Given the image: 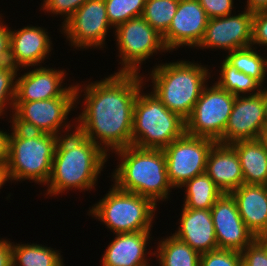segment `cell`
I'll return each instance as SVG.
<instances>
[{
	"label": "cell",
	"mask_w": 267,
	"mask_h": 266,
	"mask_svg": "<svg viewBox=\"0 0 267 266\" xmlns=\"http://www.w3.org/2000/svg\"><path fill=\"white\" fill-rule=\"evenodd\" d=\"M265 128V88L258 94L236 96L221 144L259 139Z\"/></svg>",
	"instance_id": "14"
},
{
	"label": "cell",
	"mask_w": 267,
	"mask_h": 266,
	"mask_svg": "<svg viewBox=\"0 0 267 266\" xmlns=\"http://www.w3.org/2000/svg\"><path fill=\"white\" fill-rule=\"evenodd\" d=\"M16 76L15 102H31L47 100L56 97H76L75 85L64 83L66 70L48 68L43 66L34 67L27 73ZM20 76V77H18ZM66 84V87L64 86Z\"/></svg>",
	"instance_id": "15"
},
{
	"label": "cell",
	"mask_w": 267,
	"mask_h": 266,
	"mask_svg": "<svg viewBox=\"0 0 267 266\" xmlns=\"http://www.w3.org/2000/svg\"><path fill=\"white\" fill-rule=\"evenodd\" d=\"M144 81L143 72L142 75L114 72L100 81L84 85L76 82V106L81 101L84 104L74 119L76 130L109 156L132 145L134 105L139 89L147 84Z\"/></svg>",
	"instance_id": "1"
},
{
	"label": "cell",
	"mask_w": 267,
	"mask_h": 266,
	"mask_svg": "<svg viewBox=\"0 0 267 266\" xmlns=\"http://www.w3.org/2000/svg\"><path fill=\"white\" fill-rule=\"evenodd\" d=\"M137 94L132 124V145L139 148L163 149L186 132V121L171 112L150 91Z\"/></svg>",
	"instance_id": "6"
},
{
	"label": "cell",
	"mask_w": 267,
	"mask_h": 266,
	"mask_svg": "<svg viewBox=\"0 0 267 266\" xmlns=\"http://www.w3.org/2000/svg\"><path fill=\"white\" fill-rule=\"evenodd\" d=\"M159 261V266H199L200 254L172 233L157 242L154 252H148Z\"/></svg>",
	"instance_id": "24"
},
{
	"label": "cell",
	"mask_w": 267,
	"mask_h": 266,
	"mask_svg": "<svg viewBox=\"0 0 267 266\" xmlns=\"http://www.w3.org/2000/svg\"><path fill=\"white\" fill-rule=\"evenodd\" d=\"M113 33L121 59L117 73L140 74L141 65L153 54L169 52L162 36L142 16L118 25Z\"/></svg>",
	"instance_id": "9"
},
{
	"label": "cell",
	"mask_w": 267,
	"mask_h": 266,
	"mask_svg": "<svg viewBox=\"0 0 267 266\" xmlns=\"http://www.w3.org/2000/svg\"><path fill=\"white\" fill-rule=\"evenodd\" d=\"M241 255L243 266H267V238H256Z\"/></svg>",
	"instance_id": "33"
},
{
	"label": "cell",
	"mask_w": 267,
	"mask_h": 266,
	"mask_svg": "<svg viewBox=\"0 0 267 266\" xmlns=\"http://www.w3.org/2000/svg\"><path fill=\"white\" fill-rule=\"evenodd\" d=\"M215 143L213 139L185 132L162 149L166 157L168 179L173 188H180L186 181L205 173L207 158Z\"/></svg>",
	"instance_id": "11"
},
{
	"label": "cell",
	"mask_w": 267,
	"mask_h": 266,
	"mask_svg": "<svg viewBox=\"0 0 267 266\" xmlns=\"http://www.w3.org/2000/svg\"><path fill=\"white\" fill-rule=\"evenodd\" d=\"M219 249L241 252L256 237L243 222L231 194L223 193L211 208Z\"/></svg>",
	"instance_id": "17"
},
{
	"label": "cell",
	"mask_w": 267,
	"mask_h": 266,
	"mask_svg": "<svg viewBox=\"0 0 267 266\" xmlns=\"http://www.w3.org/2000/svg\"><path fill=\"white\" fill-rule=\"evenodd\" d=\"M74 108H77L76 97L15 102L9 122L14 127L26 131L42 132L60 137L75 131L73 128L76 129V125L70 124L71 121L68 122V115L75 110Z\"/></svg>",
	"instance_id": "8"
},
{
	"label": "cell",
	"mask_w": 267,
	"mask_h": 266,
	"mask_svg": "<svg viewBox=\"0 0 267 266\" xmlns=\"http://www.w3.org/2000/svg\"><path fill=\"white\" fill-rule=\"evenodd\" d=\"M199 266H242L241 252L215 249L200 255Z\"/></svg>",
	"instance_id": "32"
},
{
	"label": "cell",
	"mask_w": 267,
	"mask_h": 266,
	"mask_svg": "<svg viewBox=\"0 0 267 266\" xmlns=\"http://www.w3.org/2000/svg\"><path fill=\"white\" fill-rule=\"evenodd\" d=\"M46 30L33 25L16 30L10 27V63L14 68L20 71L21 68L44 64L53 50L51 37Z\"/></svg>",
	"instance_id": "18"
},
{
	"label": "cell",
	"mask_w": 267,
	"mask_h": 266,
	"mask_svg": "<svg viewBox=\"0 0 267 266\" xmlns=\"http://www.w3.org/2000/svg\"><path fill=\"white\" fill-rule=\"evenodd\" d=\"M208 68L189 60L160 63L153 67L149 77L144 76V82L151 80L152 92L168 110L186 121L211 78Z\"/></svg>",
	"instance_id": "4"
},
{
	"label": "cell",
	"mask_w": 267,
	"mask_h": 266,
	"mask_svg": "<svg viewBox=\"0 0 267 266\" xmlns=\"http://www.w3.org/2000/svg\"><path fill=\"white\" fill-rule=\"evenodd\" d=\"M61 253L37 243L12 242V266H64Z\"/></svg>",
	"instance_id": "26"
},
{
	"label": "cell",
	"mask_w": 267,
	"mask_h": 266,
	"mask_svg": "<svg viewBox=\"0 0 267 266\" xmlns=\"http://www.w3.org/2000/svg\"><path fill=\"white\" fill-rule=\"evenodd\" d=\"M266 46L267 50V10L256 12L252 20V41L253 47Z\"/></svg>",
	"instance_id": "35"
},
{
	"label": "cell",
	"mask_w": 267,
	"mask_h": 266,
	"mask_svg": "<svg viewBox=\"0 0 267 266\" xmlns=\"http://www.w3.org/2000/svg\"><path fill=\"white\" fill-rule=\"evenodd\" d=\"M181 209L178 230L173 235L200 255L218 249L211 209Z\"/></svg>",
	"instance_id": "19"
},
{
	"label": "cell",
	"mask_w": 267,
	"mask_h": 266,
	"mask_svg": "<svg viewBox=\"0 0 267 266\" xmlns=\"http://www.w3.org/2000/svg\"><path fill=\"white\" fill-rule=\"evenodd\" d=\"M259 140L262 142L264 148L267 150V128H264L259 136Z\"/></svg>",
	"instance_id": "41"
},
{
	"label": "cell",
	"mask_w": 267,
	"mask_h": 266,
	"mask_svg": "<svg viewBox=\"0 0 267 266\" xmlns=\"http://www.w3.org/2000/svg\"><path fill=\"white\" fill-rule=\"evenodd\" d=\"M265 128H267V87L265 88Z\"/></svg>",
	"instance_id": "43"
},
{
	"label": "cell",
	"mask_w": 267,
	"mask_h": 266,
	"mask_svg": "<svg viewBox=\"0 0 267 266\" xmlns=\"http://www.w3.org/2000/svg\"><path fill=\"white\" fill-rule=\"evenodd\" d=\"M71 47L75 49H103L106 35L114 28L109 23L105 0H87L61 25ZM80 48V49H79Z\"/></svg>",
	"instance_id": "12"
},
{
	"label": "cell",
	"mask_w": 267,
	"mask_h": 266,
	"mask_svg": "<svg viewBox=\"0 0 267 266\" xmlns=\"http://www.w3.org/2000/svg\"><path fill=\"white\" fill-rule=\"evenodd\" d=\"M228 54V55H227ZM225 60L238 71L255 79L263 88L267 79V56L259 53L257 47L249 46L228 52Z\"/></svg>",
	"instance_id": "27"
},
{
	"label": "cell",
	"mask_w": 267,
	"mask_h": 266,
	"mask_svg": "<svg viewBox=\"0 0 267 266\" xmlns=\"http://www.w3.org/2000/svg\"><path fill=\"white\" fill-rule=\"evenodd\" d=\"M6 184L5 174L2 169H0V189Z\"/></svg>",
	"instance_id": "42"
},
{
	"label": "cell",
	"mask_w": 267,
	"mask_h": 266,
	"mask_svg": "<svg viewBox=\"0 0 267 266\" xmlns=\"http://www.w3.org/2000/svg\"><path fill=\"white\" fill-rule=\"evenodd\" d=\"M235 95L220 88L216 83L207 84L186 120V133L206 137L219 142L224 134Z\"/></svg>",
	"instance_id": "10"
},
{
	"label": "cell",
	"mask_w": 267,
	"mask_h": 266,
	"mask_svg": "<svg viewBox=\"0 0 267 266\" xmlns=\"http://www.w3.org/2000/svg\"><path fill=\"white\" fill-rule=\"evenodd\" d=\"M181 188L185 190L182 204L185 208L211 209L223 194L206 172L186 181Z\"/></svg>",
	"instance_id": "25"
},
{
	"label": "cell",
	"mask_w": 267,
	"mask_h": 266,
	"mask_svg": "<svg viewBox=\"0 0 267 266\" xmlns=\"http://www.w3.org/2000/svg\"><path fill=\"white\" fill-rule=\"evenodd\" d=\"M0 14V65L10 63V27H8Z\"/></svg>",
	"instance_id": "37"
},
{
	"label": "cell",
	"mask_w": 267,
	"mask_h": 266,
	"mask_svg": "<svg viewBox=\"0 0 267 266\" xmlns=\"http://www.w3.org/2000/svg\"><path fill=\"white\" fill-rule=\"evenodd\" d=\"M87 0H43L39 9L49 15H61L62 25L74 14V12Z\"/></svg>",
	"instance_id": "34"
},
{
	"label": "cell",
	"mask_w": 267,
	"mask_h": 266,
	"mask_svg": "<svg viewBox=\"0 0 267 266\" xmlns=\"http://www.w3.org/2000/svg\"><path fill=\"white\" fill-rule=\"evenodd\" d=\"M247 228L256 238H267V188L242 184L230 193Z\"/></svg>",
	"instance_id": "22"
},
{
	"label": "cell",
	"mask_w": 267,
	"mask_h": 266,
	"mask_svg": "<svg viewBox=\"0 0 267 266\" xmlns=\"http://www.w3.org/2000/svg\"><path fill=\"white\" fill-rule=\"evenodd\" d=\"M233 14L209 18L203 39L196 49H222L228 53L251 46L254 13L245 9Z\"/></svg>",
	"instance_id": "13"
},
{
	"label": "cell",
	"mask_w": 267,
	"mask_h": 266,
	"mask_svg": "<svg viewBox=\"0 0 267 266\" xmlns=\"http://www.w3.org/2000/svg\"><path fill=\"white\" fill-rule=\"evenodd\" d=\"M218 81L215 83L222 89L232 93L235 96L258 94L264 88L252 77L238 71L230 65L225 59L219 68Z\"/></svg>",
	"instance_id": "28"
},
{
	"label": "cell",
	"mask_w": 267,
	"mask_h": 266,
	"mask_svg": "<svg viewBox=\"0 0 267 266\" xmlns=\"http://www.w3.org/2000/svg\"><path fill=\"white\" fill-rule=\"evenodd\" d=\"M17 73L18 70L11 63L0 65V117L4 116L9 109L13 114Z\"/></svg>",
	"instance_id": "31"
},
{
	"label": "cell",
	"mask_w": 267,
	"mask_h": 266,
	"mask_svg": "<svg viewBox=\"0 0 267 266\" xmlns=\"http://www.w3.org/2000/svg\"><path fill=\"white\" fill-rule=\"evenodd\" d=\"M89 208L88 216L98 219L113 234L151 231L158 206L149 198L125 192L114 184Z\"/></svg>",
	"instance_id": "7"
},
{
	"label": "cell",
	"mask_w": 267,
	"mask_h": 266,
	"mask_svg": "<svg viewBox=\"0 0 267 266\" xmlns=\"http://www.w3.org/2000/svg\"><path fill=\"white\" fill-rule=\"evenodd\" d=\"M10 133L0 129V169L4 170L8 162Z\"/></svg>",
	"instance_id": "39"
},
{
	"label": "cell",
	"mask_w": 267,
	"mask_h": 266,
	"mask_svg": "<svg viewBox=\"0 0 267 266\" xmlns=\"http://www.w3.org/2000/svg\"><path fill=\"white\" fill-rule=\"evenodd\" d=\"M208 19L199 0H179L176 14L162 36L169 53L180 46L196 48L203 39Z\"/></svg>",
	"instance_id": "16"
},
{
	"label": "cell",
	"mask_w": 267,
	"mask_h": 266,
	"mask_svg": "<svg viewBox=\"0 0 267 266\" xmlns=\"http://www.w3.org/2000/svg\"><path fill=\"white\" fill-rule=\"evenodd\" d=\"M205 172L222 193L230 194L244 184L239 157L230 144L216 142L213 145Z\"/></svg>",
	"instance_id": "21"
},
{
	"label": "cell",
	"mask_w": 267,
	"mask_h": 266,
	"mask_svg": "<svg viewBox=\"0 0 267 266\" xmlns=\"http://www.w3.org/2000/svg\"><path fill=\"white\" fill-rule=\"evenodd\" d=\"M179 0H147L142 17L163 36L176 14Z\"/></svg>",
	"instance_id": "29"
},
{
	"label": "cell",
	"mask_w": 267,
	"mask_h": 266,
	"mask_svg": "<svg viewBox=\"0 0 267 266\" xmlns=\"http://www.w3.org/2000/svg\"><path fill=\"white\" fill-rule=\"evenodd\" d=\"M108 157L98 145L76 129L61 135L45 194L52 197L73 189L80 192L91 191L93 188L96 190L99 174L106 167Z\"/></svg>",
	"instance_id": "2"
},
{
	"label": "cell",
	"mask_w": 267,
	"mask_h": 266,
	"mask_svg": "<svg viewBox=\"0 0 267 266\" xmlns=\"http://www.w3.org/2000/svg\"><path fill=\"white\" fill-rule=\"evenodd\" d=\"M10 126L8 162L3 170L6 182L32 180L45 187L59 136Z\"/></svg>",
	"instance_id": "5"
},
{
	"label": "cell",
	"mask_w": 267,
	"mask_h": 266,
	"mask_svg": "<svg viewBox=\"0 0 267 266\" xmlns=\"http://www.w3.org/2000/svg\"><path fill=\"white\" fill-rule=\"evenodd\" d=\"M114 153L120 162L111 173V181L118 189L147 197L156 205L169 200L173 186L168 179L162 149L130 145Z\"/></svg>",
	"instance_id": "3"
},
{
	"label": "cell",
	"mask_w": 267,
	"mask_h": 266,
	"mask_svg": "<svg viewBox=\"0 0 267 266\" xmlns=\"http://www.w3.org/2000/svg\"><path fill=\"white\" fill-rule=\"evenodd\" d=\"M245 3L244 9L252 13L267 10V0H247Z\"/></svg>",
	"instance_id": "40"
},
{
	"label": "cell",
	"mask_w": 267,
	"mask_h": 266,
	"mask_svg": "<svg viewBox=\"0 0 267 266\" xmlns=\"http://www.w3.org/2000/svg\"><path fill=\"white\" fill-rule=\"evenodd\" d=\"M0 266H12V242L0 238Z\"/></svg>",
	"instance_id": "38"
},
{
	"label": "cell",
	"mask_w": 267,
	"mask_h": 266,
	"mask_svg": "<svg viewBox=\"0 0 267 266\" xmlns=\"http://www.w3.org/2000/svg\"><path fill=\"white\" fill-rule=\"evenodd\" d=\"M236 151L246 185H267V150L259 139L230 144Z\"/></svg>",
	"instance_id": "23"
},
{
	"label": "cell",
	"mask_w": 267,
	"mask_h": 266,
	"mask_svg": "<svg viewBox=\"0 0 267 266\" xmlns=\"http://www.w3.org/2000/svg\"><path fill=\"white\" fill-rule=\"evenodd\" d=\"M208 18H219L232 14L234 0H199Z\"/></svg>",
	"instance_id": "36"
},
{
	"label": "cell",
	"mask_w": 267,
	"mask_h": 266,
	"mask_svg": "<svg viewBox=\"0 0 267 266\" xmlns=\"http://www.w3.org/2000/svg\"><path fill=\"white\" fill-rule=\"evenodd\" d=\"M151 234V231L115 234L100 259L101 266H150L146 248L153 239Z\"/></svg>",
	"instance_id": "20"
},
{
	"label": "cell",
	"mask_w": 267,
	"mask_h": 266,
	"mask_svg": "<svg viewBox=\"0 0 267 266\" xmlns=\"http://www.w3.org/2000/svg\"><path fill=\"white\" fill-rule=\"evenodd\" d=\"M147 0H105L109 23L115 29L128 20L140 17Z\"/></svg>",
	"instance_id": "30"
}]
</instances>
